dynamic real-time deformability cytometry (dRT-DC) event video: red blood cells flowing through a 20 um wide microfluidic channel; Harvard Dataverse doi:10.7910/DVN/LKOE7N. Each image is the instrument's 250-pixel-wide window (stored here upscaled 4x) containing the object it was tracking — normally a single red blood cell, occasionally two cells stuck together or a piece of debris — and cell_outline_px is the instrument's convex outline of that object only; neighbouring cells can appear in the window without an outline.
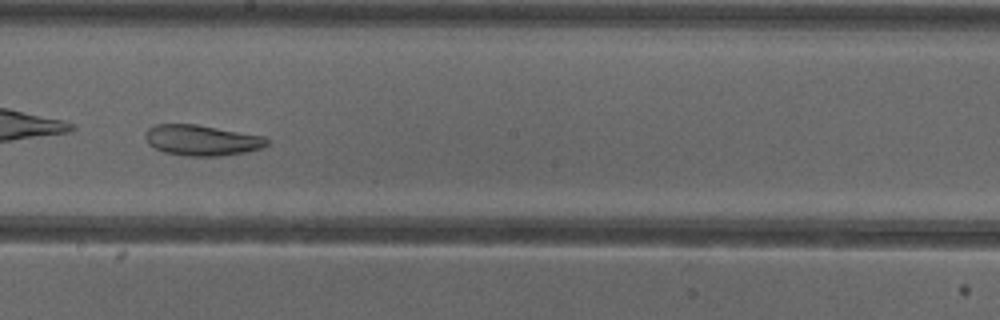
{"species": "common noctule bat (a hibernating species)", "species_latin": "Nyctalus noctula", "temperature_condition": "cold", "stored_images_in_passage": 53, "camera_frame_rate_fps": 3000, "um_per_image_px": 0.085, "animal": {"sex": "female"}, "frame": {"image": 1, "passage_image": 31, "time_ms": 10.0, "image_size_px": [1000, 320], "cell_outline_px": [[272, 140], [264, 148], [244, 152], [220, 156], [184, 156], [164, 152], [148, 144], [144, 136], [144, 132], [148, 128], [156, 124], [196, 124], [264, 136]], "centroid_in_image_um": [17.16, 11.92], "position_along_channel_um": 231.0, "area_um2": 21.96}}